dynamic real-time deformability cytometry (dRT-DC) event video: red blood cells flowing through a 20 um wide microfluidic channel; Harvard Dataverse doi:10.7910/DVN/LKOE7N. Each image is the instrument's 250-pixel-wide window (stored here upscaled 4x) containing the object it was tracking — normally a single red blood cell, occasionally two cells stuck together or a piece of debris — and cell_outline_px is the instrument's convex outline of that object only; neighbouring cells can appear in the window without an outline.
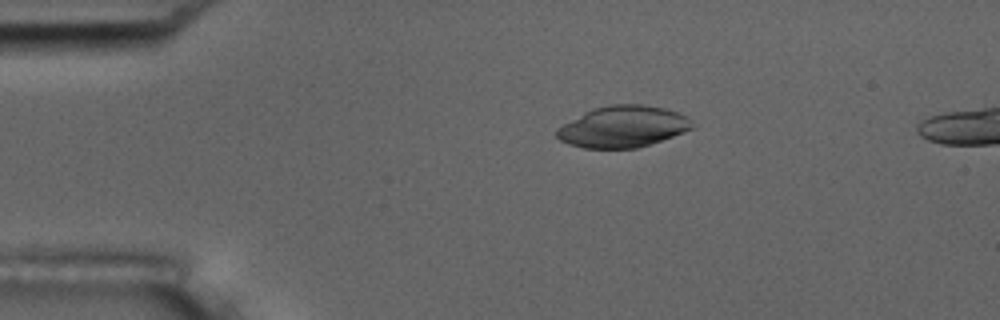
{"species": "common noctule bat (a hibernating species)", "species_latin": "Nyctalus noctula", "temperature_condition": "room temperature", "stored_images_in_passage": 48, "camera_frame_rate_fps": 3000, "um_per_image_px": 0.085, "animal": {"sex": "male", "body_mass_g": 17.5, "forearm_length_mm": 52.3}, "frame": {"image": 1, "passage_image": 4, "time_ms": 1.0, "image_size_px": [1000, 320], "cell_outline_px": [[696, 128], [636, 148], [584, 148], [568, 144], [560, 140], [556, 136], [556, 128], [584, 112], [592, 108], [612, 104], [640, 104], [664, 108], [676, 112], [684, 116], [696, 124]], "centroid_in_image_um": [52.93, 10.76], "position_along_channel_um": 32.1, "area_um2": 32.6}}